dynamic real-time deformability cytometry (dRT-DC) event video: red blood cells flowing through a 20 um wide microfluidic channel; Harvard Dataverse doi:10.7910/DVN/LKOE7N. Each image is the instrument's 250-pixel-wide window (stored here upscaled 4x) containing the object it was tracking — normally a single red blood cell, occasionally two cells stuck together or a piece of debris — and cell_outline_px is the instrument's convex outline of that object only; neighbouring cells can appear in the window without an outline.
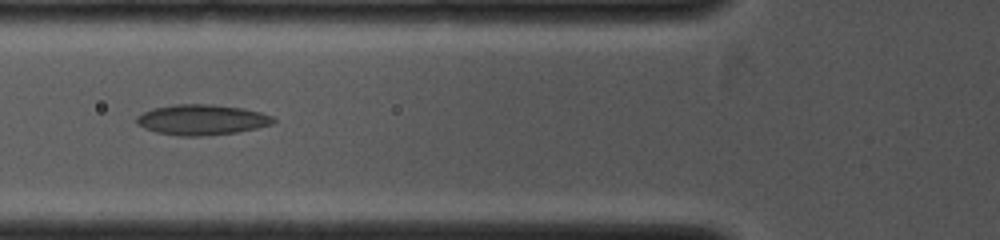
{"species": "common noctule bat (a hibernating species)", "species_latin": "Nyctalus noctula", "temperature_condition": "cold", "stored_images_in_passage": 18, "camera_frame_rate_fps": 4000, "um_per_image_px": 0.085, "animal": {"sex": "female", "body_mass_g": 19.0, "forearm_length_mm": 53.3}, "frame": {"image": 1, "passage_image": 17, "time_ms": 3.75, "image_size_px": [1000, 240], "cell_outline_px": [[276, 120], [272, 124], [256, 128], [236, 132], [200, 136], [180, 136], [156, 132], [144, 128], [136, 124], [136, 116], [152, 108], [172, 104], [212, 104], [244, 108], [260, 112], [272, 116]], "centroid_in_image_um": [17.12, 10.17], "position_along_channel_um": 108.7, "area_um2": 24.33}}